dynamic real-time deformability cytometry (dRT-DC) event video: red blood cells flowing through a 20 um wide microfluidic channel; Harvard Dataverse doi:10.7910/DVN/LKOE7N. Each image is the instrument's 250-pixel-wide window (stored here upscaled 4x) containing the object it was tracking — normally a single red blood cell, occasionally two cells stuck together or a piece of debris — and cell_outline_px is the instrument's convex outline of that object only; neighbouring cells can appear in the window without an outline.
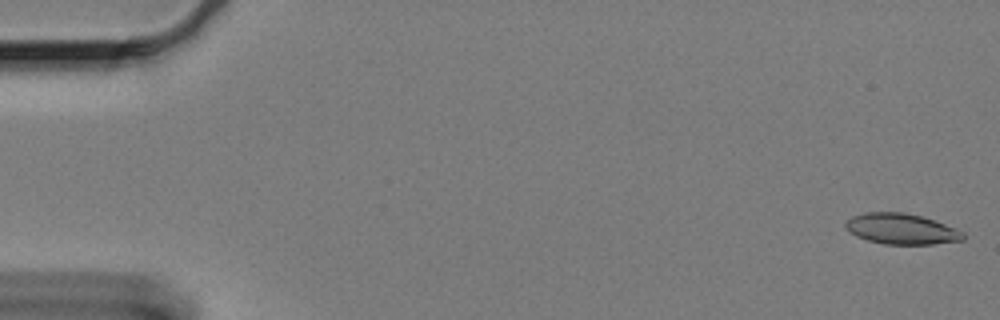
{"species": "Egyptian fruit bat (a non-hibernating species)", "species_latin": "Rousettus aegyptiacus", "temperature_condition": "cold", "stored_images_in_passage": 45, "camera_frame_rate_fps": 3000, "um_per_image_px": 0.085, "animal": {"sex": "female"}, "frame": {"image": 1, "passage_image": 1, "time_ms": 0.0, "image_size_px": [1000, 320], "cell_outline_px": [[964, 240], [932, 244], [884, 244], [868, 240], [856, 236], [844, 224], [852, 216], [864, 212], [904, 212], [920, 216], [944, 224], [964, 232]], "centroid_in_image_um": [76.62, 19.46], "position_along_channel_um": 8.4, "area_um2": 20.75}}
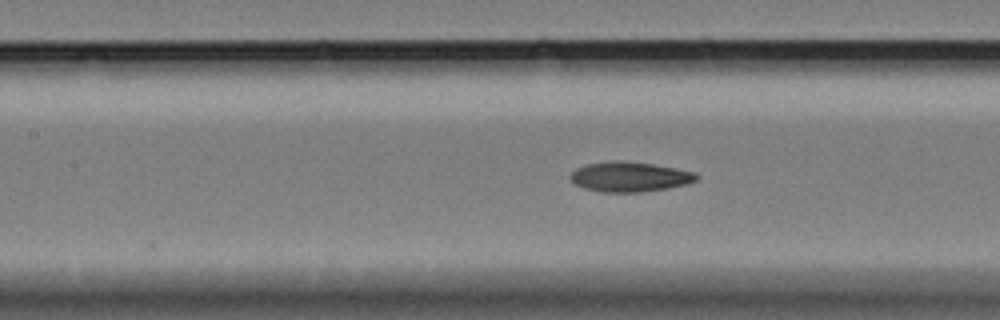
{"frame": {"image": 2, "passage_image": 27, "time_ms": 8.667, "image_size_px": [1000, 320], "cell_outline_px": [[700, 176], [696, 180], [688, 184], [668, 188], [640, 192], [604, 192], [584, 188], [576, 184], [568, 176], [576, 168], [588, 164], [652, 164], [676, 168], [696, 172]], "centroid_in_image_um": [53.6, 15.08], "position_along_channel_um": 153.8, "area_um2": 20.98}}
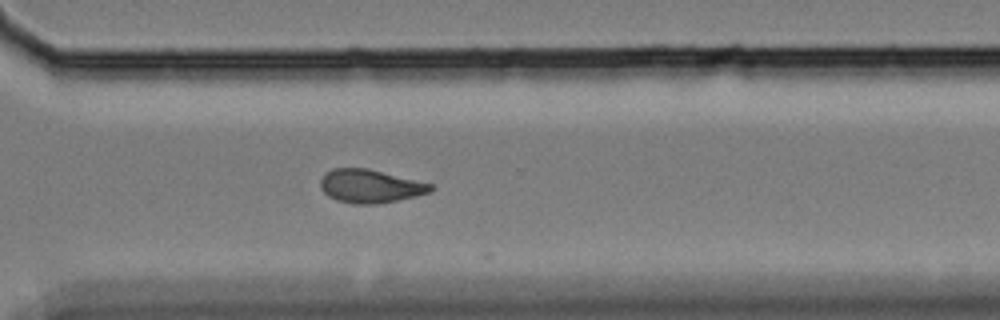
{"frame": {"image": 3, "passage_image": 44, "time_ms": 14.333, "image_size_px": [1000, 320], "cell_outline_px": [[436, 188], [432, 192], [416, 196], [376, 204], [352, 204], [336, 200], [328, 196], [320, 188], [320, 180], [324, 172], [332, 168], [368, 168], [432, 184]], "centroid_in_image_um": [31.45, 15.82], "position_along_channel_um": 339.2, "area_um2": 21.62}}